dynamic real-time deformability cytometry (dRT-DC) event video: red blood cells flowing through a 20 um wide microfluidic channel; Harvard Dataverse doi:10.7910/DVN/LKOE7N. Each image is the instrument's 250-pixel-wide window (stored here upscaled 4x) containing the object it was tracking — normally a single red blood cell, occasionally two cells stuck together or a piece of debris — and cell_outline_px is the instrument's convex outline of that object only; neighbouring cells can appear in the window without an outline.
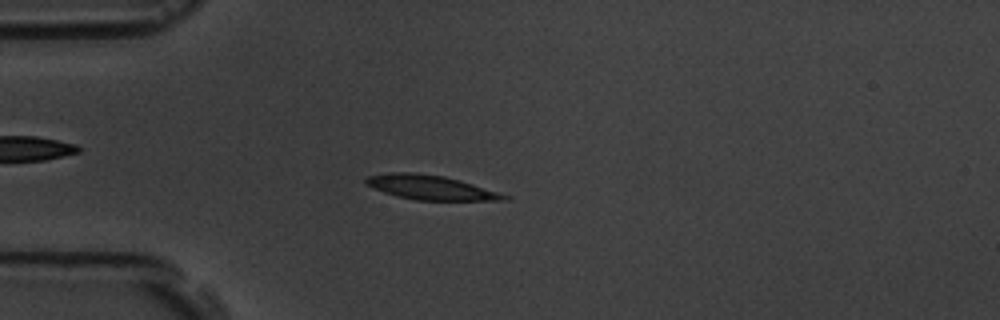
{"species": "common noctule bat (a hibernating species)", "species_latin": "Nyctalus noctula", "temperature_condition": "room temperature", "stored_images_in_passage": 5, "camera_frame_rate_fps": 3000, "um_per_image_px": 0.085, "animal": {"sex": "male", "body_mass_g": 19.5, "forearm_length_mm": 54.6}, "frame": {"image": 1, "passage_image": 4, "time_ms": 3.667, "image_size_px": [1000, 320], "cell_outline_px": [[512, 200], [416, 200], [396, 196], [384, 192], [364, 184], [364, 180], [368, 176], [392, 172], [416, 172], [444, 176], [460, 180], [512, 196]], "centroid_in_image_um": [36.62, 15.93], "position_along_channel_um": 48.4, "area_um2": 19.77}}